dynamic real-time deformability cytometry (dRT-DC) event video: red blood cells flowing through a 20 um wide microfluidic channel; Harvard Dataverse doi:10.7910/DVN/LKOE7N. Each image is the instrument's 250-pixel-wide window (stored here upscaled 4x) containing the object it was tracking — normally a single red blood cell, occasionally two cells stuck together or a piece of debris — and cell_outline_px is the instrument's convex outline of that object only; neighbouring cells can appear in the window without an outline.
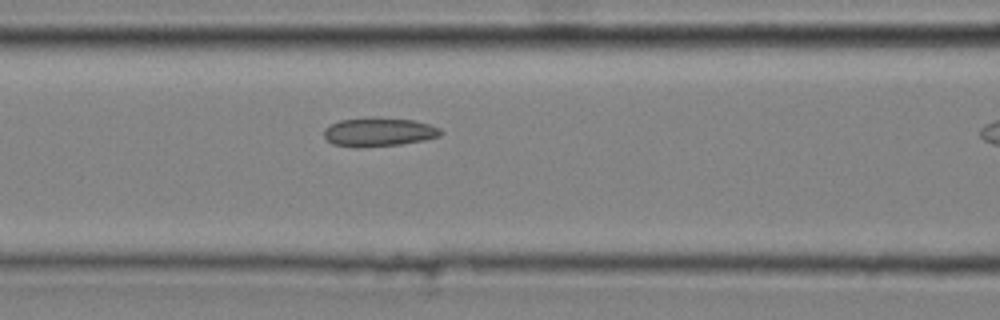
{"species": "common noctule bat (a hibernating species)", "species_latin": "Nyctalus noctula", "temperature_condition": "cold", "stored_images_in_passage": 11, "camera_frame_rate_fps": 3000, "um_per_image_px": 0.085, "animal": {"sex": "male", "body_mass_g": 20.4}, "frame": {"image": 1, "passage_image": 10, "time_ms": 3.0, "image_size_px": [1000, 320], "cell_outline_px": [[444, 132], [440, 136], [424, 140], [400, 144], [360, 148], [356, 148], [332, 144], [324, 136], [324, 128], [340, 120], [412, 120], [428, 124], [440, 128]], "centroid_in_image_um": [32.2, 11.28], "position_along_channel_um": 134.4, "area_um2": 18.79}}